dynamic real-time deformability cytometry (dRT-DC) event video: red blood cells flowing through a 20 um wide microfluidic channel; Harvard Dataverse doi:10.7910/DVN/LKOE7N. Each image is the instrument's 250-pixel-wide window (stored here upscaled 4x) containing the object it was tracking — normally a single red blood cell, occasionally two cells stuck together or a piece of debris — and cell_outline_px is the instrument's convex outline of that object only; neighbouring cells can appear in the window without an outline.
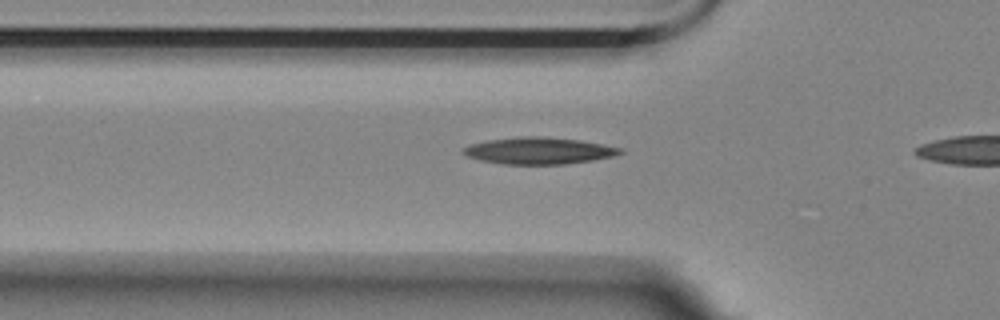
{"species": "Egyptian fruit bat (a non-hibernating species)", "species_latin": "Rousettus aegyptiacus", "temperature_condition": "room temperature", "stored_images_in_passage": 6, "camera_frame_rate_fps": 3000, "um_per_image_px": 0.085, "animal": {"sex": "female"}, "frame": {"image": 1, "passage_image": 4, "time_ms": 1.0, "image_size_px": [1000, 320], "cell_outline_px": [[624, 152], [612, 156], [592, 160], [564, 164], [500, 164], [480, 160], [468, 156], [460, 152], [464, 148], [472, 144], [488, 140], [520, 136], [544, 136], [580, 140], [620, 148]], "centroid_in_image_um": [45.76, 12.81], "position_along_channel_um": 80.0, "area_um2": 24.28}}